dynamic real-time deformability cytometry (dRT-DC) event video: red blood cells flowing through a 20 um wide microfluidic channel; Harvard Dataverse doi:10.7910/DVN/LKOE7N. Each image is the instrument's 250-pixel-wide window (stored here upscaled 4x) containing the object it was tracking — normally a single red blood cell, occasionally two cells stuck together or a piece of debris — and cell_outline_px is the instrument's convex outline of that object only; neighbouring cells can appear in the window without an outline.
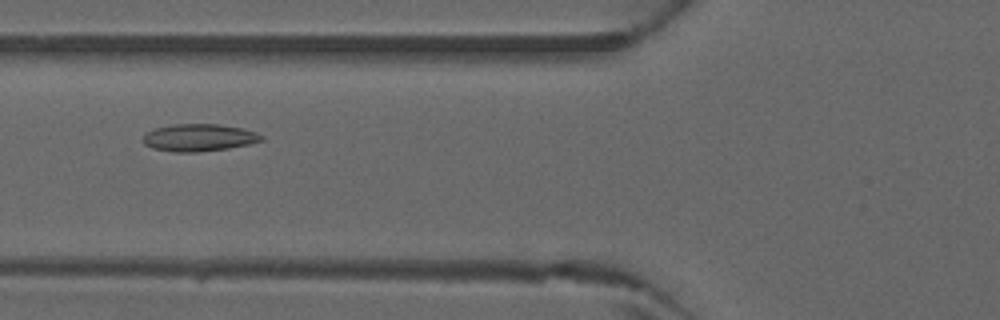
{"species": "common noctule bat (a hibernating species)", "species_latin": "Nyctalus noctula", "temperature_condition": "warm", "stored_images_in_passage": 45, "camera_frame_rate_fps": 3000, "um_per_image_px": 0.085, "animal": {"sex": "male", "forearm_length_mm": 52.5}, "frame": {"image": 1, "passage_image": 17, "time_ms": 5.333, "image_size_px": [1000, 320], "cell_outline_px": [[264, 140], [248, 144], [228, 148], [196, 152], [176, 152], [152, 148], [144, 144], [140, 140], [148, 132], [156, 128], [172, 124], [216, 124], [244, 128], [256, 132], [264, 136]], "centroid_in_image_um": [16.92, 11.69], "position_along_channel_um": 108.9, "area_um2": 18.84}}
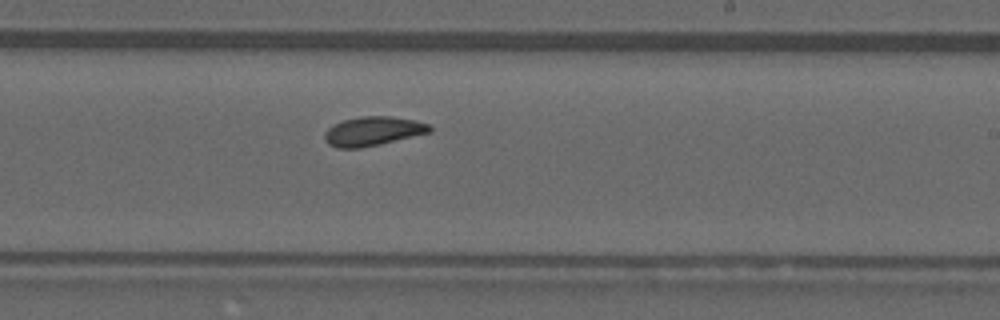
{"frame": {"image": 2, "passage_image": 27, "time_ms": 8.667, "image_size_px": [1000, 320], "cell_outline_px": [[432, 132], [380, 144], [360, 148], [336, 148], [328, 144], [324, 140], [324, 132], [328, 128], [344, 120], [360, 116], [392, 116], [416, 120], [428, 124], [432, 128]], "centroid_in_image_um": [31.7, 11.15], "position_along_channel_um": 257.3, "area_um2": 17.92}}
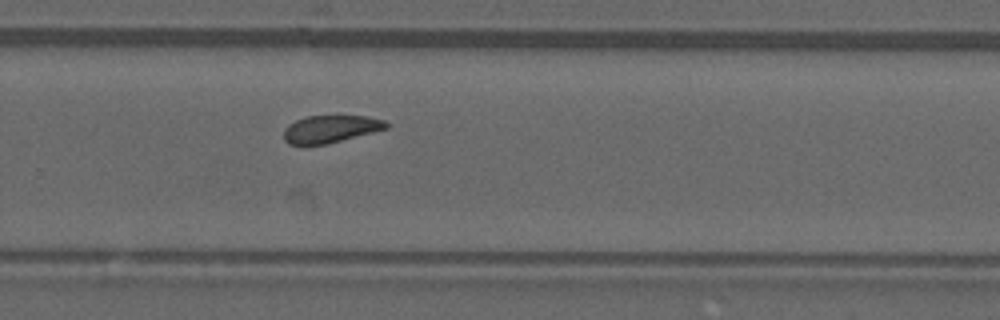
{"frame": {"image": 3, "passage_image": 30, "time_ms": 9.667, "image_size_px": [1000, 320], "cell_outline_px": [[388, 128], [328, 144], [288, 144], [284, 140], [284, 128], [288, 124], [304, 116], [368, 116], [384, 120], [388, 124]], "centroid_in_image_um": [28.08, 10.96], "position_along_channel_um": 301.7, "area_um2": 16.36}}